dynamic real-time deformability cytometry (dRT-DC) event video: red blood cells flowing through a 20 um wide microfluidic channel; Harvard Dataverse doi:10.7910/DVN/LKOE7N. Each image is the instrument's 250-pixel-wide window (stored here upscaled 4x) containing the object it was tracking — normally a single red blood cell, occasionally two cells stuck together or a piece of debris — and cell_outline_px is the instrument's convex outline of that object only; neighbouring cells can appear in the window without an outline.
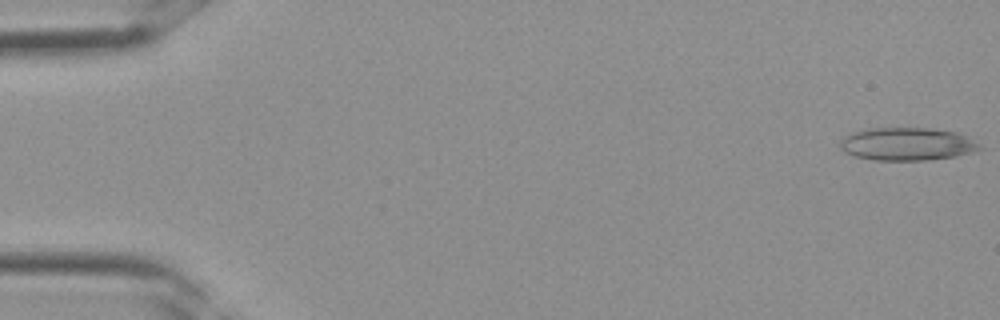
{"species": "Egyptian fruit bat (a non-hibernating species)", "species_latin": "Rousettus aegyptiacus", "temperature_condition": "room temperature", "stored_images_in_passage": 35, "camera_frame_rate_fps": 3000, "um_per_image_px": 0.085, "frame": {"image": 1, "passage_image": 1, "time_ms": 0.0, "image_size_px": [1000, 320], "cell_outline_px": [[984, 148], [972, 152], [956, 156], [928, 160], [872, 160], [852, 156], [844, 152], [840, 148], [840, 140], [844, 136], [852, 132], [864, 128], [932, 128], [960, 132], [968, 136], [980, 144]], "centroid_in_image_um": [77.1, 12.23], "position_along_channel_um": 7.9, "area_um2": 27.28}}
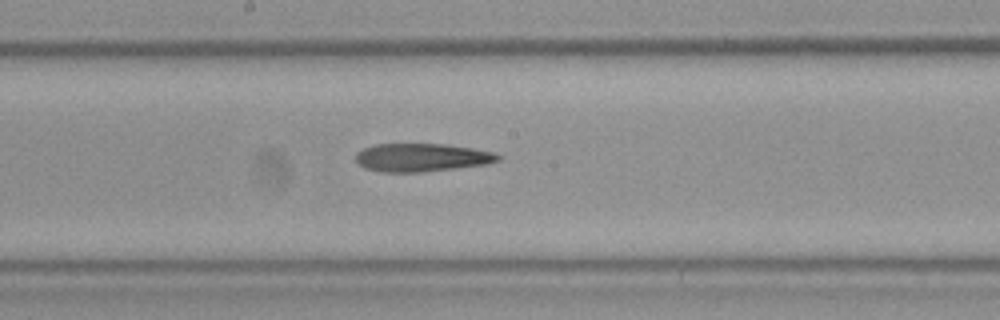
{"frame": {"image": 2, "passage_image": 19, "time_ms": 6.0, "image_size_px": [1000, 320], "cell_outline_px": [[504, 156], [500, 160], [488, 164], [420, 172], [384, 172], [364, 168], [356, 160], [356, 152], [364, 148], [376, 144], [448, 144], [496, 152]], "centroid_in_image_um": [35.9, 13.38], "position_along_channel_um": 212.3, "area_um2": 23.47}}
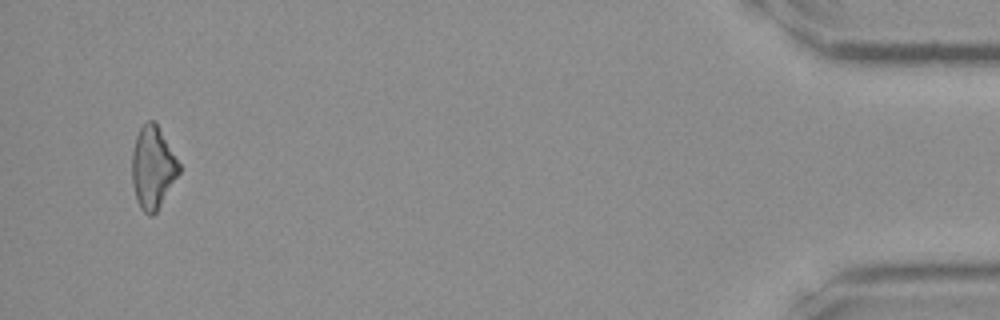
{"frame": {"image": 3, "passage_image": 34, "time_ms": 11.0, "image_size_px": [1000, 320], "cell_outline_px": [[180, 172], [156, 212], [152, 216], [148, 216], [140, 208], [136, 200], [132, 184], [132, 152], [136, 136], [140, 128], [148, 120], [152, 120], [156, 124], [180, 164]], "centroid_in_image_um": [12.96, 14.28], "position_along_channel_um": 422.2, "area_um2": 22.31}}